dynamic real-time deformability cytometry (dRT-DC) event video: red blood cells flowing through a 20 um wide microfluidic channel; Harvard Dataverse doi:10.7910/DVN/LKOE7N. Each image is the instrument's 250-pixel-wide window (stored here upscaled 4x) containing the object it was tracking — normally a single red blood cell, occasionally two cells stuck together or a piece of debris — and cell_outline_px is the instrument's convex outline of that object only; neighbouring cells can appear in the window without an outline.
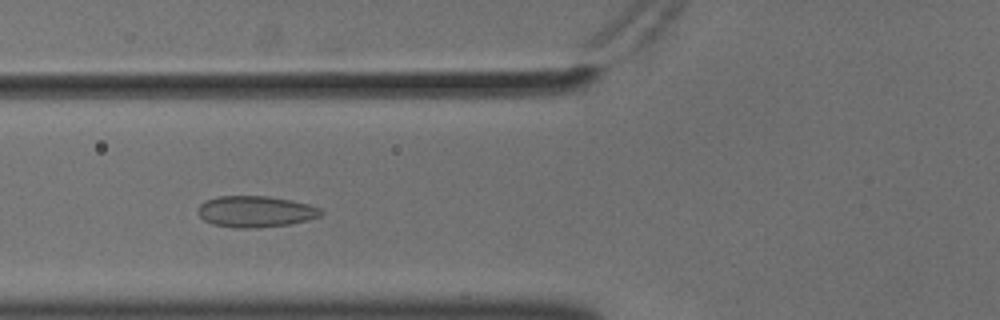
{"species": "common noctule bat (a hibernating species)", "species_latin": "Nyctalus noctula", "temperature_condition": "cold", "stored_images_in_passage": 54, "camera_frame_rate_fps": 3000, "um_per_image_px": 0.085, "animal": {"sex": "male", "body_mass_g": 18.8}, "frame": {"image": 1, "passage_image": 20, "time_ms": 6.333, "image_size_px": [1000, 320], "cell_outline_px": [[324, 212], [320, 216], [308, 220], [288, 224], [260, 228], [236, 228], [212, 224], [204, 220], [196, 212], [200, 204], [204, 200], [216, 196], [268, 196], [308, 204], [320, 208]], "centroid_in_image_um": [21.68, 17.98], "position_along_channel_um": 104.1, "area_um2": 22.54}}
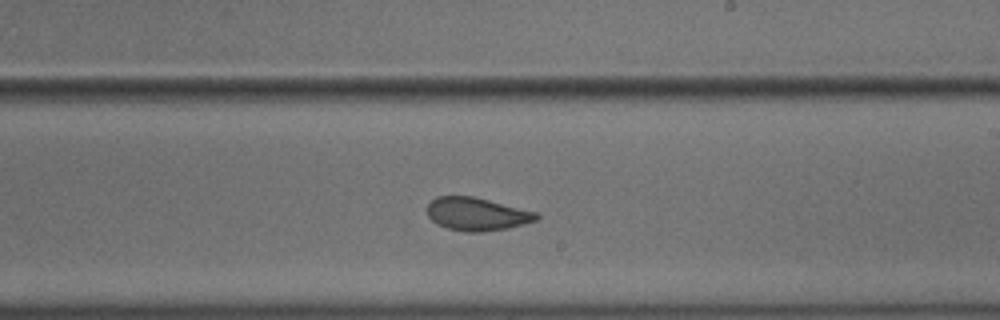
{"frame": {"image": 2, "passage_image": 32, "time_ms": 10.333, "image_size_px": [1000, 320], "cell_outline_px": [[540, 216], [536, 220], [524, 224], [508, 228], [480, 232], [464, 232], [448, 228], [436, 224], [428, 216], [428, 204], [436, 196], [472, 196], [536, 212]], "centroid_in_image_um": [40.51, 18.2], "position_along_channel_um": 248.5, "area_um2": 20.87}}
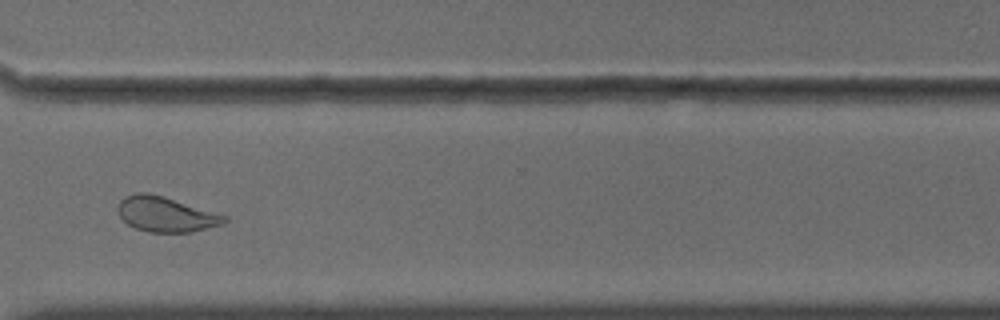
{"frame": {"image": 3, "passage_image": 41, "time_ms": 13.333, "image_size_px": [1000, 320], "cell_outline_px": [[228, 220], [220, 224], [208, 228], [188, 232], [148, 232], [136, 228], [128, 224], [120, 216], [116, 208], [120, 200], [124, 196], [136, 192], [144, 192], [164, 196], [228, 216]], "centroid_in_image_um": [14.07, 18.2], "position_along_channel_um": 356.5, "area_um2": 21.73}, "authors_computed_cell_mechanics": {"area_um2": 23.1489, "velocity_mm_per_s": 3.6043, "shape_relaxation_time_tau1_ms": null, "shape_relaxation_time_tau2_ms": 1.1417, "deformation_change_tau1": null, "deformation_change_tau2": 0.0673}}